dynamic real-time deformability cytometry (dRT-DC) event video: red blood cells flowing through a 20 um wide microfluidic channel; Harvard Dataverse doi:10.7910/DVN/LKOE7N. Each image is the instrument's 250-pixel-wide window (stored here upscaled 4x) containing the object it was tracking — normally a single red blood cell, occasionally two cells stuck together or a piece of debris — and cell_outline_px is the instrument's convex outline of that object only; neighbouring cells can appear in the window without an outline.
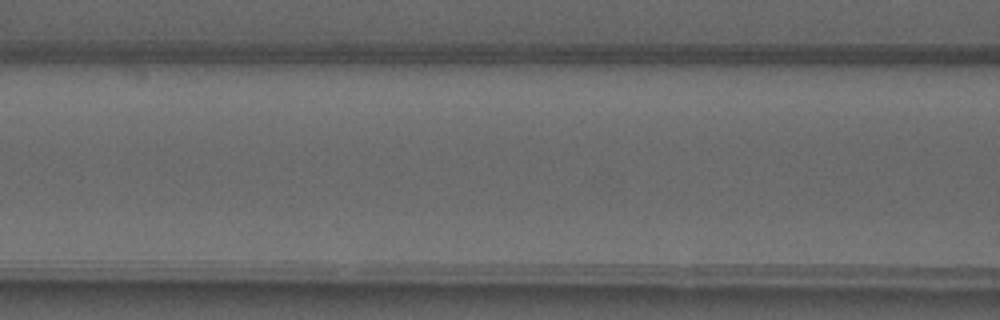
{"species": "common noctule bat (a hibernating species)", "species_latin": "Nyctalus noctula", "temperature_condition": "warm", "stored_images_in_passage": 3, "camera_frame_rate_fps": 3000, "um_per_image_px": 0.085, "animal": {"sex": "male", "forearm_length_mm": 52.5}, "frame": {"image": 1, "passage_image": 3, "time_ms": 2.667, "image_size_px": [1000, 320], "cell_outline_px": [[772, 196], [768, 200], [760, 204], [736, 208], [696, 212], [688, 212], [664, 208], [648, 204], [640, 200], [648, 188], [668, 180], [744, 180], [764, 188]], "centroid_in_image_um": [59.92, 16.58], "position_along_channel_um": 106.7, "area_um2": 23.64}}